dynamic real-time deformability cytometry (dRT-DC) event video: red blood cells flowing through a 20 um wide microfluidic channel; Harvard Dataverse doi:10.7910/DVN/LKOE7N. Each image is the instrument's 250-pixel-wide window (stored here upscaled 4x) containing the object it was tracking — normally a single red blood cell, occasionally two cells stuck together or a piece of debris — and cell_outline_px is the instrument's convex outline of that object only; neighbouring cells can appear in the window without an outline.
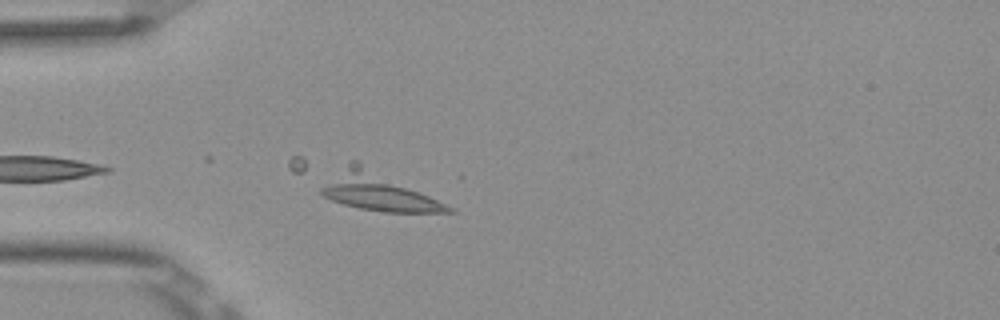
{"species": "Egyptian fruit bat (a non-hibernating species)", "species_latin": "Rousettus aegyptiacus", "temperature_condition": "room temperature", "stored_images_in_passage": 30, "camera_frame_rate_fps": 3000, "um_per_image_px": 0.085, "frame": {"image": 1, "passage_image": 4, "time_ms": 1.0, "image_size_px": [1000, 320], "cell_outline_px": [[460, 212], [384, 212], [360, 208], [344, 204], [332, 200], [324, 196], [320, 192], [320, 188], [352, 160], [356, 160], [456, 208]], "centroid_in_image_um": [32.2, 16.31], "position_along_channel_um": 52.8, "area_um2": 27.34}}
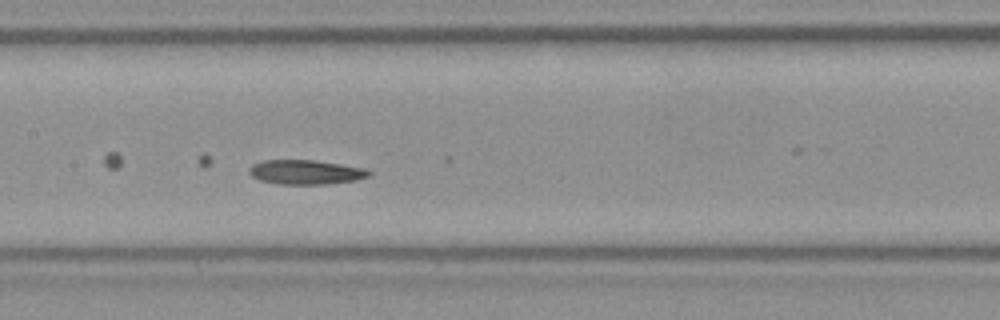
{"frame": {"image": 2, "passage_image": 15, "time_ms": 4.667, "image_size_px": [1000, 320], "cell_outline_px": [[372, 172], [368, 176], [356, 180], [324, 184], [280, 184], [260, 180], [252, 176], [248, 172], [248, 168], [252, 164], [260, 160], [312, 160], [340, 164], [364, 168]], "centroid_in_image_um": [25.94, 14.62], "position_along_channel_um": 181.5, "area_um2": 16.99}}
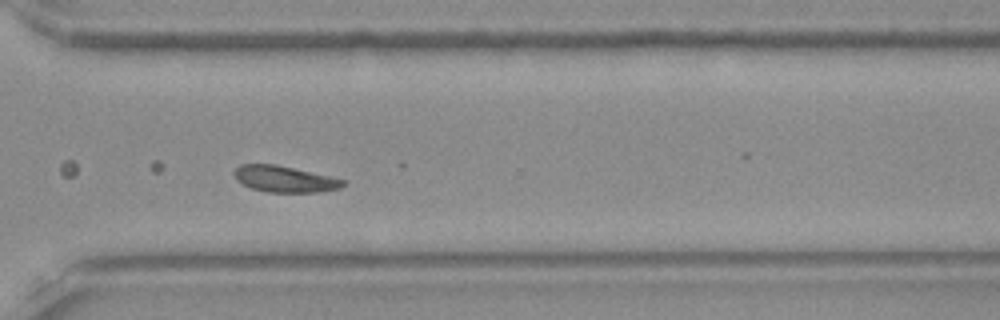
{"frame": {"image": 3, "passage_image": 28, "time_ms": 9.0, "image_size_px": [1000, 320], "cell_outline_px": [[344, 184], [340, 188], [320, 192], [268, 192], [252, 188], [236, 180], [232, 172], [240, 164], [276, 164], [328, 176], [344, 180]], "centroid_in_image_um": [24.14, 15.21], "position_along_channel_um": 346.5, "area_um2": 16.47}}